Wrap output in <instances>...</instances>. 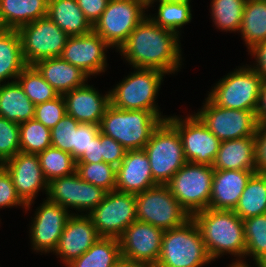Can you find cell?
I'll return each mask as SVG.
<instances>
[{
  "label": "cell",
  "mask_w": 266,
  "mask_h": 267,
  "mask_svg": "<svg viewBox=\"0 0 266 267\" xmlns=\"http://www.w3.org/2000/svg\"><path fill=\"white\" fill-rule=\"evenodd\" d=\"M179 37L176 32L158 26L146 16L118 51L133 68L174 74L182 66Z\"/></svg>",
  "instance_id": "1"
},
{
  "label": "cell",
  "mask_w": 266,
  "mask_h": 267,
  "mask_svg": "<svg viewBox=\"0 0 266 267\" xmlns=\"http://www.w3.org/2000/svg\"><path fill=\"white\" fill-rule=\"evenodd\" d=\"M191 217L211 260L228 253L237 257L235 263H245L242 259L246 251L243 220L233 210L207 208Z\"/></svg>",
  "instance_id": "2"
},
{
  "label": "cell",
  "mask_w": 266,
  "mask_h": 267,
  "mask_svg": "<svg viewBox=\"0 0 266 267\" xmlns=\"http://www.w3.org/2000/svg\"><path fill=\"white\" fill-rule=\"evenodd\" d=\"M211 261L200 231L190 217L182 225L164 230L160 256L154 267H202Z\"/></svg>",
  "instance_id": "3"
},
{
  "label": "cell",
  "mask_w": 266,
  "mask_h": 267,
  "mask_svg": "<svg viewBox=\"0 0 266 267\" xmlns=\"http://www.w3.org/2000/svg\"><path fill=\"white\" fill-rule=\"evenodd\" d=\"M162 120L151 111L107 107L100 122V132L127 150L144 149L154 129Z\"/></svg>",
  "instance_id": "4"
},
{
  "label": "cell",
  "mask_w": 266,
  "mask_h": 267,
  "mask_svg": "<svg viewBox=\"0 0 266 267\" xmlns=\"http://www.w3.org/2000/svg\"><path fill=\"white\" fill-rule=\"evenodd\" d=\"M134 72L110 90V104L123 110H146L167 120L156 105V96L165 73L157 69L133 68Z\"/></svg>",
  "instance_id": "5"
},
{
  "label": "cell",
  "mask_w": 266,
  "mask_h": 267,
  "mask_svg": "<svg viewBox=\"0 0 266 267\" xmlns=\"http://www.w3.org/2000/svg\"><path fill=\"white\" fill-rule=\"evenodd\" d=\"M143 150L149 158L151 173L158 185H166L187 162L180 134L168 120L162 121L154 129Z\"/></svg>",
  "instance_id": "6"
},
{
  "label": "cell",
  "mask_w": 266,
  "mask_h": 267,
  "mask_svg": "<svg viewBox=\"0 0 266 267\" xmlns=\"http://www.w3.org/2000/svg\"><path fill=\"white\" fill-rule=\"evenodd\" d=\"M263 78L251 66H240L220 79L208 98L217 106L256 113Z\"/></svg>",
  "instance_id": "7"
},
{
  "label": "cell",
  "mask_w": 266,
  "mask_h": 267,
  "mask_svg": "<svg viewBox=\"0 0 266 267\" xmlns=\"http://www.w3.org/2000/svg\"><path fill=\"white\" fill-rule=\"evenodd\" d=\"M214 169L186 162L166 184L190 217L209 207Z\"/></svg>",
  "instance_id": "8"
},
{
  "label": "cell",
  "mask_w": 266,
  "mask_h": 267,
  "mask_svg": "<svg viewBox=\"0 0 266 267\" xmlns=\"http://www.w3.org/2000/svg\"><path fill=\"white\" fill-rule=\"evenodd\" d=\"M144 0H109L106 9L94 23L93 31L117 51L130 33L147 16Z\"/></svg>",
  "instance_id": "9"
},
{
  "label": "cell",
  "mask_w": 266,
  "mask_h": 267,
  "mask_svg": "<svg viewBox=\"0 0 266 267\" xmlns=\"http://www.w3.org/2000/svg\"><path fill=\"white\" fill-rule=\"evenodd\" d=\"M135 196L137 221L169 230L182 225L190 218L167 185H156Z\"/></svg>",
  "instance_id": "10"
},
{
  "label": "cell",
  "mask_w": 266,
  "mask_h": 267,
  "mask_svg": "<svg viewBox=\"0 0 266 267\" xmlns=\"http://www.w3.org/2000/svg\"><path fill=\"white\" fill-rule=\"evenodd\" d=\"M24 61L34 65L40 60L60 57L68 35L48 16L17 29Z\"/></svg>",
  "instance_id": "11"
},
{
  "label": "cell",
  "mask_w": 266,
  "mask_h": 267,
  "mask_svg": "<svg viewBox=\"0 0 266 267\" xmlns=\"http://www.w3.org/2000/svg\"><path fill=\"white\" fill-rule=\"evenodd\" d=\"M203 104L194 114L221 142L255 136L258 121L254 111L219 107L208 97Z\"/></svg>",
  "instance_id": "12"
},
{
  "label": "cell",
  "mask_w": 266,
  "mask_h": 267,
  "mask_svg": "<svg viewBox=\"0 0 266 267\" xmlns=\"http://www.w3.org/2000/svg\"><path fill=\"white\" fill-rule=\"evenodd\" d=\"M100 237L119 239L136 221V196L132 193L113 190L87 214Z\"/></svg>",
  "instance_id": "13"
},
{
  "label": "cell",
  "mask_w": 266,
  "mask_h": 267,
  "mask_svg": "<svg viewBox=\"0 0 266 267\" xmlns=\"http://www.w3.org/2000/svg\"><path fill=\"white\" fill-rule=\"evenodd\" d=\"M45 194L48 201L67 210L74 208L78 212L86 211L87 215L104 200L107 191L84 181L74 172L50 180Z\"/></svg>",
  "instance_id": "14"
},
{
  "label": "cell",
  "mask_w": 266,
  "mask_h": 267,
  "mask_svg": "<svg viewBox=\"0 0 266 267\" xmlns=\"http://www.w3.org/2000/svg\"><path fill=\"white\" fill-rule=\"evenodd\" d=\"M167 120L180 134L187 162L212 166L221 141L195 115L169 116Z\"/></svg>",
  "instance_id": "15"
},
{
  "label": "cell",
  "mask_w": 266,
  "mask_h": 267,
  "mask_svg": "<svg viewBox=\"0 0 266 267\" xmlns=\"http://www.w3.org/2000/svg\"><path fill=\"white\" fill-rule=\"evenodd\" d=\"M164 230L149 223L134 221L119 238L122 259L154 267L161 252Z\"/></svg>",
  "instance_id": "16"
},
{
  "label": "cell",
  "mask_w": 266,
  "mask_h": 267,
  "mask_svg": "<svg viewBox=\"0 0 266 267\" xmlns=\"http://www.w3.org/2000/svg\"><path fill=\"white\" fill-rule=\"evenodd\" d=\"M107 48L110 46L105 40L91 31L85 35L69 36L60 57L90 77L107 70Z\"/></svg>",
  "instance_id": "17"
},
{
  "label": "cell",
  "mask_w": 266,
  "mask_h": 267,
  "mask_svg": "<svg viewBox=\"0 0 266 267\" xmlns=\"http://www.w3.org/2000/svg\"><path fill=\"white\" fill-rule=\"evenodd\" d=\"M36 210L29 230L32 249L41 253L54 252L68 218L75 213L47 199Z\"/></svg>",
  "instance_id": "18"
},
{
  "label": "cell",
  "mask_w": 266,
  "mask_h": 267,
  "mask_svg": "<svg viewBox=\"0 0 266 267\" xmlns=\"http://www.w3.org/2000/svg\"><path fill=\"white\" fill-rule=\"evenodd\" d=\"M1 165L10 175L17 195L26 204V211L41 189L47 192L48 181L41 169L38 154L18 152Z\"/></svg>",
  "instance_id": "19"
},
{
  "label": "cell",
  "mask_w": 266,
  "mask_h": 267,
  "mask_svg": "<svg viewBox=\"0 0 266 267\" xmlns=\"http://www.w3.org/2000/svg\"><path fill=\"white\" fill-rule=\"evenodd\" d=\"M84 214V215H83ZM100 238L91 218L85 213L72 214L53 253L68 265L83 255Z\"/></svg>",
  "instance_id": "20"
},
{
  "label": "cell",
  "mask_w": 266,
  "mask_h": 267,
  "mask_svg": "<svg viewBox=\"0 0 266 267\" xmlns=\"http://www.w3.org/2000/svg\"><path fill=\"white\" fill-rule=\"evenodd\" d=\"M156 185L146 152L143 149L127 150L124 159L116 167L115 190L137 194Z\"/></svg>",
  "instance_id": "21"
},
{
  "label": "cell",
  "mask_w": 266,
  "mask_h": 267,
  "mask_svg": "<svg viewBox=\"0 0 266 267\" xmlns=\"http://www.w3.org/2000/svg\"><path fill=\"white\" fill-rule=\"evenodd\" d=\"M66 103V114L79 123L100 125L101 119L110 105V92L99 94L93 86L84 84L63 95Z\"/></svg>",
  "instance_id": "22"
},
{
  "label": "cell",
  "mask_w": 266,
  "mask_h": 267,
  "mask_svg": "<svg viewBox=\"0 0 266 267\" xmlns=\"http://www.w3.org/2000/svg\"><path fill=\"white\" fill-rule=\"evenodd\" d=\"M254 173L251 170H214L208 208L234 210Z\"/></svg>",
  "instance_id": "23"
},
{
  "label": "cell",
  "mask_w": 266,
  "mask_h": 267,
  "mask_svg": "<svg viewBox=\"0 0 266 267\" xmlns=\"http://www.w3.org/2000/svg\"><path fill=\"white\" fill-rule=\"evenodd\" d=\"M59 95L83 86L88 76L61 57L48 58L33 65Z\"/></svg>",
  "instance_id": "24"
},
{
  "label": "cell",
  "mask_w": 266,
  "mask_h": 267,
  "mask_svg": "<svg viewBox=\"0 0 266 267\" xmlns=\"http://www.w3.org/2000/svg\"><path fill=\"white\" fill-rule=\"evenodd\" d=\"M255 137L222 141L213 162L214 170H251L256 173Z\"/></svg>",
  "instance_id": "25"
},
{
  "label": "cell",
  "mask_w": 266,
  "mask_h": 267,
  "mask_svg": "<svg viewBox=\"0 0 266 267\" xmlns=\"http://www.w3.org/2000/svg\"><path fill=\"white\" fill-rule=\"evenodd\" d=\"M48 14V0H0L3 29H18Z\"/></svg>",
  "instance_id": "26"
},
{
  "label": "cell",
  "mask_w": 266,
  "mask_h": 267,
  "mask_svg": "<svg viewBox=\"0 0 266 267\" xmlns=\"http://www.w3.org/2000/svg\"><path fill=\"white\" fill-rule=\"evenodd\" d=\"M47 16L68 36L85 35L93 31V25L76 0H48Z\"/></svg>",
  "instance_id": "27"
},
{
  "label": "cell",
  "mask_w": 266,
  "mask_h": 267,
  "mask_svg": "<svg viewBox=\"0 0 266 267\" xmlns=\"http://www.w3.org/2000/svg\"><path fill=\"white\" fill-rule=\"evenodd\" d=\"M34 116L35 105L17 81L0 84V117L20 124Z\"/></svg>",
  "instance_id": "28"
},
{
  "label": "cell",
  "mask_w": 266,
  "mask_h": 267,
  "mask_svg": "<svg viewBox=\"0 0 266 267\" xmlns=\"http://www.w3.org/2000/svg\"><path fill=\"white\" fill-rule=\"evenodd\" d=\"M27 66L24 61L21 40L16 29L0 31V84L16 81L18 75Z\"/></svg>",
  "instance_id": "29"
},
{
  "label": "cell",
  "mask_w": 266,
  "mask_h": 267,
  "mask_svg": "<svg viewBox=\"0 0 266 267\" xmlns=\"http://www.w3.org/2000/svg\"><path fill=\"white\" fill-rule=\"evenodd\" d=\"M239 32L248 51L266 41V0H246Z\"/></svg>",
  "instance_id": "30"
},
{
  "label": "cell",
  "mask_w": 266,
  "mask_h": 267,
  "mask_svg": "<svg viewBox=\"0 0 266 267\" xmlns=\"http://www.w3.org/2000/svg\"><path fill=\"white\" fill-rule=\"evenodd\" d=\"M117 238L100 237L83 255L71 261L67 267H112L121 259Z\"/></svg>",
  "instance_id": "31"
},
{
  "label": "cell",
  "mask_w": 266,
  "mask_h": 267,
  "mask_svg": "<svg viewBox=\"0 0 266 267\" xmlns=\"http://www.w3.org/2000/svg\"><path fill=\"white\" fill-rule=\"evenodd\" d=\"M242 220L266 214V173H254L233 210Z\"/></svg>",
  "instance_id": "32"
},
{
  "label": "cell",
  "mask_w": 266,
  "mask_h": 267,
  "mask_svg": "<svg viewBox=\"0 0 266 267\" xmlns=\"http://www.w3.org/2000/svg\"><path fill=\"white\" fill-rule=\"evenodd\" d=\"M246 241V256L253 258L254 264H262L266 259V214L243 220Z\"/></svg>",
  "instance_id": "33"
},
{
  "label": "cell",
  "mask_w": 266,
  "mask_h": 267,
  "mask_svg": "<svg viewBox=\"0 0 266 267\" xmlns=\"http://www.w3.org/2000/svg\"><path fill=\"white\" fill-rule=\"evenodd\" d=\"M16 81L34 105L47 102L59 95L33 65H27Z\"/></svg>",
  "instance_id": "34"
},
{
  "label": "cell",
  "mask_w": 266,
  "mask_h": 267,
  "mask_svg": "<svg viewBox=\"0 0 266 267\" xmlns=\"http://www.w3.org/2000/svg\"><path fill=\"white\" fill-rule=\"evenodd\" d=\"M246 0H212L211 16L221 31L239 32Z\"/></svg>",
  "instance_id": "35"
},
{
  "label": "cell",
  "mask_w": 266,
  "mask_h": 267,
  "mask_svg": "<svg viewBox=\"0 0 266 267\" xmlns=\"http://www.w3.org/2000/svg\"><path fill=\"white\" fill-rule=\"evenodd\" d=\"M46 180L56 179L76 172V160L70 153L50 146L38 154Z\"/></svg>",
  "instance_id": "36"
},
{
  "label": "cell",
  "mask_w": 266,
  "mask_h": 267,
  "mask_svg": "<svg viewBox=\"0 0 266 267\" xmlns=\"http://www.w3.org/2000/svg\"><path fill=\"white\" fill-rule=\"evenodd\" d=\"M20 152L39 154L51 146V130L36 119L19 124Z\"/></svg>",
  "instance_id": "37"
},
{
  "label": "cell",
  "mask_w": 266,
  "mask_h": 267,
  "mask_svg": "<svg viewBox=\"0 0 266 267\" xmlns=\"http://www.w3.org/2000/svg\"><path fill=\"white\" fill-rule=\"evenodd\" d=\"M159 2L157 15H147L158 26L176 32L192 20L190 3H165Z\"/></svg>",
  "instance_id": "38"
},
{
  "label": "cell",
  "mask_w": 266,
  "mask_h": 267,
  "mask_svg": "<svg viewBox=\"0 0 266 267\" xmlns=\"http://www.w3.org/2000/svg\"><path fill=\"white\" fill-rule=\"evenodd\" d=\"M76 172L84 181L107 192L116 188V167L112 164L105 162L76 163Z\"/></svg>",
  "instance_id": "39"
},
{
  "label": "cell",
  "mask_w": 266,
  "mask_h": 267,
  "mask_svg": "<svg viewBox=\"0 0 266 267\" xmlns=\"http://www.w3.org/2000/svg\"><path fill=\"white\" fill-rule=\"evenodd\" d=\"M79 122L66 114L51 128V146L70 153L75 159V133Z\"/></svg>",
  "instance_id": "40"
},
{
  "label": "cell",
  "mask_w": 266,
  "mask_h": 267,
  "mask_svg": "<svg viewBox=\"0 0 266 267\" xmlns=\"http://www.w3.org/2000/svg\"><path fill=\"white\" fill-rule=\"evenodd\" d=\"M20 152L19 123L0 117V165Z\"/></svg>",
  "instance_id": "41"
},
{
  "label": "cell",
  "mask_w": 266,
  "mask_h": 267,
  "mask_svg": "<svg viewBox=\"0 0 266 267\" xmlns=\"http://www.w3.org/2000/svg\"><path fill=\"white\" fill-rule=\"evenodd\" d=\"M66 115V103L63 95L47 102L35 105L34 119L45 127L53 128Z\"/></svg>",
  "instance_id": "42"
},
{
  "label": "cell",
  "mask_w": 266,
  "mask_h": 267,
  "mask_svg": "<svg viewBox=\"0 0 266 267\" xmlns=\"http://www.w3.org/2000/svg\"><path fill=\"white\" fill-rule=\"evenodd\" d=\"M23 206L26 204L17 195L14 184L7 170L0 165V208Z\"/></svg>",
  "instance_id": "43"
},
{
  "label": "cell",
  "mask_w": 266,
  "mask_h": 267,
  "mask_svg": "<svg viewBox=\"0 0 266 267\" xmlns=\"http://www.w3.org/2000/svg\"><path fill=\"white\" fill-rule=\"evenodd\" d=\"M100 126L90 123H79L75 133V160L77 161L93 139L99 134Z\"/></svg>",
  "instance_id": "44"
},
{
  "label": "cell",
  "mask_w": 266,
  "mask_h": 267,
  "mask_svg": "<svg viewBox=\"0 0 266 267\" xmlns=\"http://www.w3.org/2000/svg\"><path fill=\"white\" fill-rule=\"evenodd\" d=\"M103 162L117 167L124 159L126 149L116 140L100 132Z\"/></svg>",
  "instance_id": "45"
},
{
  "label": "cell",
  "mask_w": 266,
  "mask_h": 267,
  "mask_svg": "<svg viewBox=\"0 0 266 267\" xmlns=\"http://www.w3.org/2000/svg\"><path fill=\"white\" fill-rule=\"evenodd\" d=\"M256 172L266 173V123H258L255 134Z\"/></svg>",
  "instance_id": "46"
},
{
  "label": "cell",
  "mask_w": 266,
  "mask_h": 267,
  "mask_svg": "<svg viewBox=\"0 0 266 267\" xmlns=\"http://www.w3.org/2000/svg\"><path fill=\"white\" fill-rule=\"evenodd\" d=\"M85 17L89 22L94 23L100 18L103 11L106 9L109 0H76Z\"/></svg>",
  "instance_id": "47"
},
{
  "label": "cell",
  "mask_w": 266,
  "mask_h": 267,
  "mask_svg": "<svg viewBox=\"0 0 266 267\" xmlns=\"http://www.w3.org/2000/svg\"><path fill=\"white\" fill-rule=\"evenodd\" d=\"M103 162L102 146L100 143V132L93 139L87 148V151L76 161V163H99Z\"/></svg>",
  "instance_id": "48"
},
{
  "label": "cell",
  "mask_w": 266,
  "mask_h": 267,
  "mask_svg": "<svg viewBox=\"0 0 266 267\" xmlns=\"http://www.w3.org/2000/svg\"><path fill=\"white\" fill-rule=\"evenodd\" d=\"M249 53L255 57V65H250L255 71H257L263 79L266 78V41L255 45L249 50ZM257 64V65H256Z\"/></svg>",
  "instance_id": "49"
},
{
  "label": "cell",
  "mask_w": 266,
  "mask_h": 267,
  "mask_svg": "<svg viewBox=\"0 0 266 267\" xmlns=\"http://www.w3.org/2000/svg\"><path fill=\"white\" fill-rule=\"evenodd\" d=\"M256 118L258 123H266V78L262 82Z\"/></svg>",
  "instance_id": "50"
},
{
  "label": "cell",
  "mask_w": 266,
  "mask_h": 267,
  "mask_svg": "<svg viewBox=\"0 0 266 267\" xmlns=\"http://www.w3.org/2000/svg\"><path fill=\"white\" fill-rule=\"evenodd\" d=\"M112 267H146L141 264L133 263L131 261L125 260V259H120L114 266Z\"/></svg>",
  "instance_id": "51"
},
{
  "label": "cell",
  "mask_w": 266,
  "mask_h": 267,
  "mask_svg": "<svg viewBox=\"0 0 266 267\" xmlns=\"http://www.w3.org/2000/svg\"><path fill=\"white\" fill-rule=\"evenodd\" d=\"M156 1H161V2H165V3H190V0H150L147 3V8H149L150 6H152V4H154Z\"/></svg>",
  "instance_id": "52"
},
{
  "label": "cell",
  "mask_w": 266,
  "mask_h": 267,
  "mask_svg": "<svg viewBox=\"0 0 266 267\" xmlns=\"http://www.w3.org/2000/svg\"><path fill=\"white\" fill-rule=\"evenodd\" d=\"M229 267H251V265L249 266L248 262H246V261H245V263L232 262V264L229 265Z\"/></svg>",
  "instance_id": "53"
},
{
  "label": "cell",
  "mask_w": 266,
  "mask_h": 267,
  "mask_svg": "<svg viewBox=\"0 0 266 267\" xmlns=\"http://www.w3.org/2000/svg\"><path fill=\"white\" fill-rule=\"evenodd\" d=\"M256 267H266V259L264 260V262L260 265V264H255Z\"/></svg>",
  "instance_id": "54"
}]
</instances>
